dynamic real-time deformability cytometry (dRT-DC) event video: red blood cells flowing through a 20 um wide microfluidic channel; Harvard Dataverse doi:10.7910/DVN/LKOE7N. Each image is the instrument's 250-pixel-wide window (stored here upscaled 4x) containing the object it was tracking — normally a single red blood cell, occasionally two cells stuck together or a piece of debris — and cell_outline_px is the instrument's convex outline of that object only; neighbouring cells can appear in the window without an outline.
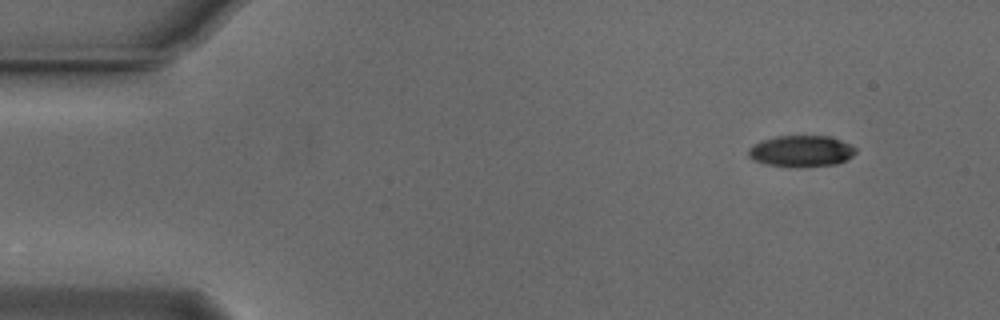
{"species": "Egyptian fruit bat (a non-hibernating species)", "species_latin": "Rousettus aegyptiacus", "temperature_condition": "cold", "stored_images_in_passage": 50, "camera_frame_rate_fps": 3000, "um_per_image_px": 0.085, "animal": {"sex": "male"}, "frame": {"image": 1, "passage_image": 1, "time_ms": 0.0, "image_size_px": [1000, 320], "cell_outline_px": [[856, 152], [852, 156], [836, 164], [768, 164], [756, 160], [748, 156], [748, 148], [764, 140], [776, 136], [832, 136], [856, 148]], "centroid_in_image_um": [68.13, 12.79], "position_along_channel_um": 16.9, "area_um2": 18.44}}
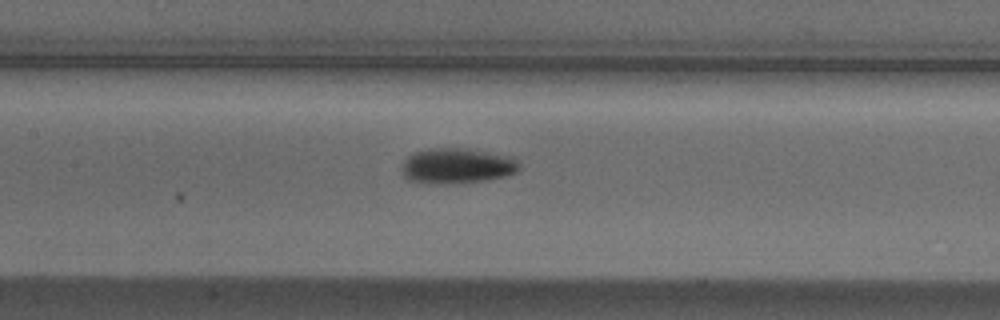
{"frame": {"image": 2, "passage_image": 21, "time_ms": 6.667, "image_size_px": [1000, 320], "cell_outline_px": [[520, 168], [516, 172], [504, 176], [484, 180], [412, 180], [404, 176], [400, 168], [404, 160], [408, 156], [416, 152], [432, 148], [460, 148], [512, 156], [520, 164]], "centroid_in_image_um": [38.89, 14.03], "position_along_channel_um": 168.5, "area_um2": 22.77}}
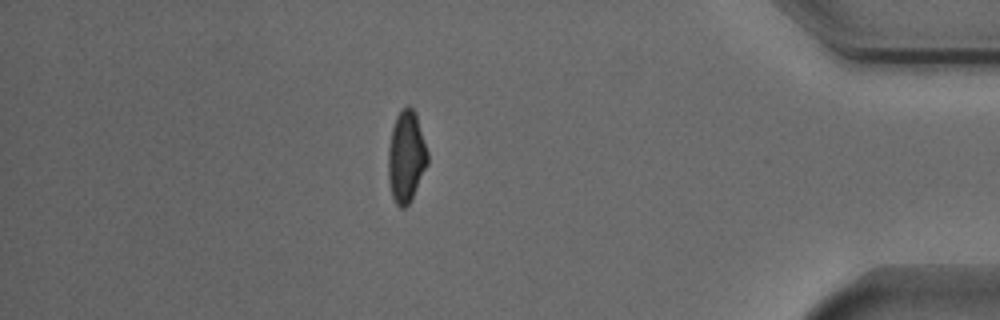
{"frame": {"image": 3, "passage_image": 43, "time_ms": 14.0, "image_size_px": [1000, 320], "cell_outline_px": [[428, 164], [412, 200], [404, 208], [400, 208], [396, 204], [392, 196], [388, 180], [388, 148], [392, 128], [396, 116], [408, 104], [416, 112], [428, 152]], "centroid_in_image_um": [34.53, 13.33], "position_along_channel_um": 400.7, "area_um2": 21.27}, "authors_computed_cell_mechanics": {"area_um2": 21.097, "velocity_mm_per_s": 3.7483, "shape_relaxation_time_tau1_ms": 3.5909, "shape_relaxation_time_tau2_ms": 4.9808, "deformation_change_tau1": 0.1342, "deformation_change_tau2": 0.1028}}